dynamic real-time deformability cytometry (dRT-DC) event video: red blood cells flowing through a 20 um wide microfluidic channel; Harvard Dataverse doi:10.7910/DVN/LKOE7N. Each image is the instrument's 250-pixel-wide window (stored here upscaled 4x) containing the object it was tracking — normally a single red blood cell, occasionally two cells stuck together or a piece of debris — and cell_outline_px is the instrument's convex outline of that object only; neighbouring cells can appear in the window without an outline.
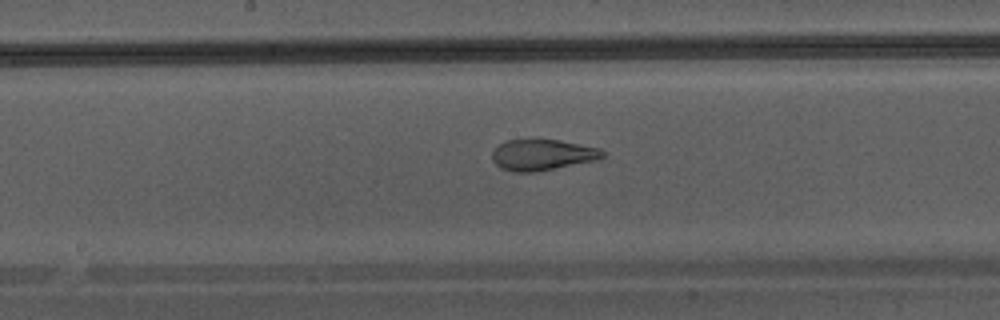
{"species": "Egyptian fruit bat (a non-hibernating species)", "species_latin": "Rousettus aegyptiacus", "temperature_condition": "warm", "stored_images_in_passage": 37, "camera_frame_rate_fps": 3000, "um_per_image_px": 0.085, "animal": {"sex": "male"}, "frame": {"image": 1, "passage_image": 16, "time_ms": 5.0, "image_size_px": [1000, 320], "cell_outline_px": [[604, 156], [600, 160], [532, 172], [516, 172], [500, 168], [492, 160], [492, 152], [500, 144], [508, 140], [560, 140], [600, 148], [604, 152]], "centroid_in_image_um": [46.13, 13.17], "position_along_channel_um": 202.1, "area_um2": 19.83}}